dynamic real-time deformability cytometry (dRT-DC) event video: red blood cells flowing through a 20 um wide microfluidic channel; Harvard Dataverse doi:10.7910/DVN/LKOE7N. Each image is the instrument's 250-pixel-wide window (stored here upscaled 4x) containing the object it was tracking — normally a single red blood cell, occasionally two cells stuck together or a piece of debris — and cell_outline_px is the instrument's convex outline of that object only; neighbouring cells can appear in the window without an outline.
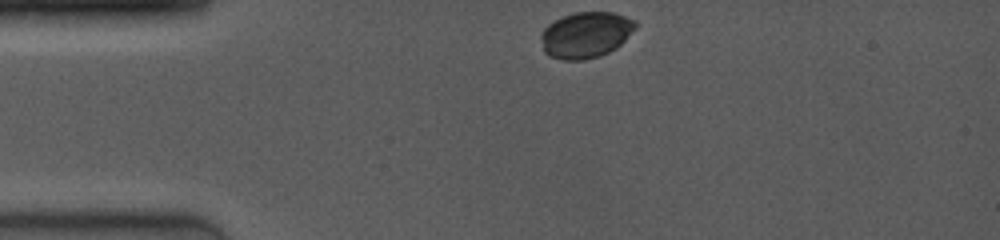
{"species": "common noctule bat (a hibernating species)", "species_latin": "Nyctalus noctula", "temperature_condition": "room temperature", "stored_images_in_passage": 9, "camera_frame_rate_fps": 4000, "um_per_image_px": 0.085, "animal": {"sex": "female", "body_mass_g": 19.0, "forearm_length_mm": 53.3}, "frame": {"image": 1, "passage_image": 1, "time_ms": 0.0, "image_size_px": [1000, 240], "cell_outline_px": [[636, 28], [620, 44], [608, 52], [596, 56], [580, 60], [564, 60], [552, 56], [544, 52], [540, 36], [540, 32], [552, 20], [576, 12], [612, 12], [636, 20]], "centroid_in_image_um": [49.76, 2.94], "position_along_channel_um": 35.2, "area_um2": 25.14}}